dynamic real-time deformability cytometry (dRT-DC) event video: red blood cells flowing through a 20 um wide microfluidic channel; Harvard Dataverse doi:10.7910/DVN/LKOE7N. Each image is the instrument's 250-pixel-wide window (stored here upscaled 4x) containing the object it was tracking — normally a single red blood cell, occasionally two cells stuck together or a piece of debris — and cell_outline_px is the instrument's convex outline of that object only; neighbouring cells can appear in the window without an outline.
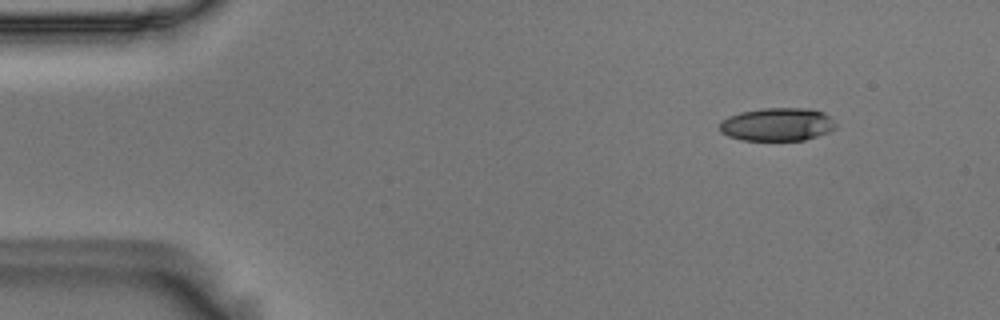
{"species": "Egyptian fruit bat (a non-hibernating species)", "species_latin": "Rousettus aegyptiacus", "temperature_condition": "room temperature", "stored_images_in_passage": 50, "camera_frame_rate_fps": 3000, "um_per_image_px": 0.085, "animal": {"sex": "male"}, "frame": {"image": 1, "passage_image": 1, "time_ms": 0.0, "image_size_px": [1000, 320], "cell_outline_px": [[836, 128], [828, 132], [804, 140], [740, 140], [728, 136], [720, 132], [720, 120], [728, 116], [740, 112], [760, 108], [808, 108], [824, 112], [836, 124]], "centroid_in_image_um": [66.03, 10.57], "position_along_channel_um": 19.0, "area_um2": 22.54}}
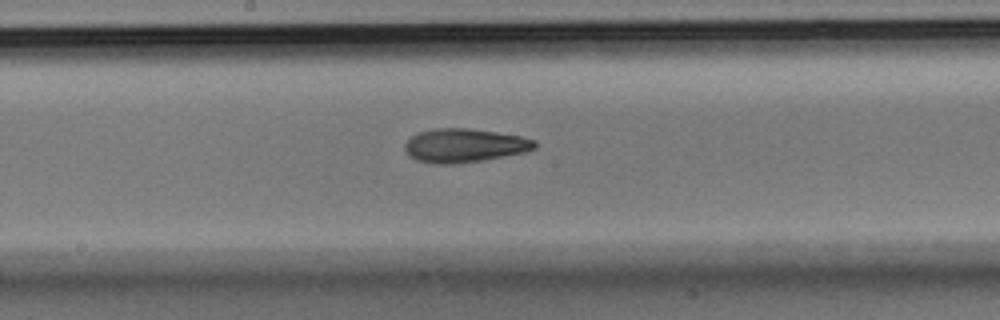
{"frame": {"image": 2, "passage_image": 24, "time_ms": 7.667, "image_size_px": [1000, 320], "cell_outline_px": [[536, 148], [524, 152], [484, 160], [452, 164], [436, 164], [416, 160], [408, 156], [404, 148], [404, 144], [412, 136], [420, 132], [436, 128], [468, 128], [496, 132], [520, 136], [536, 140]], "centroid_in_image_um": [39.46, 12.37], "position_along_channel_um": 208.7, "area_um2": 25.49}}
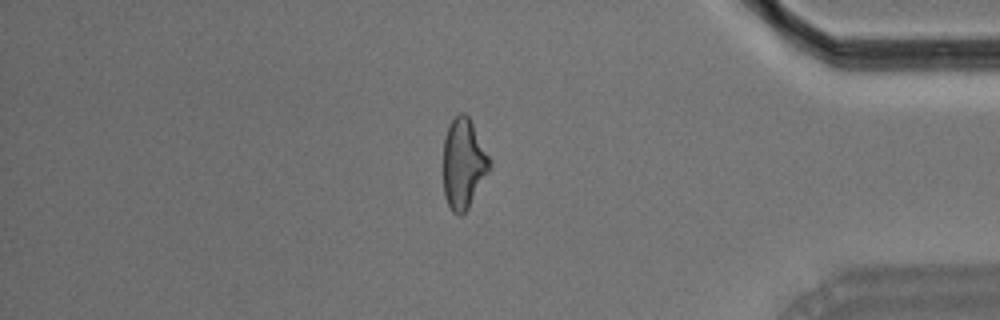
{"frame": {"image": 3, "passage_image": 42, "time_ms": 13.667, "image_size_px": [1000, 320], "cell_outline_px": [[492, 168], [468, 208], [460, 216], [456, 216], [452, 212], [444, 196], [444, 136], [452, 120], [460, 112], [464, 112], [468, 116], [492, 164]], "centroid_in_image_um": [39.4, 13.95], "position_along_channel_um": 395.8, "area_um2": 24.16}, "authors_computed_cell_mechanics": {"area_um2": 24.7673, "velocity_mm_per_s": 3.6135, "shape_relaxation_time_tau1_ms": 4.6356, "shape_relaxation_time_tau2_ms": 2.1064, "deformation_change_tau1": 0.1649, "deformation_change_tau2": 0.1033}}